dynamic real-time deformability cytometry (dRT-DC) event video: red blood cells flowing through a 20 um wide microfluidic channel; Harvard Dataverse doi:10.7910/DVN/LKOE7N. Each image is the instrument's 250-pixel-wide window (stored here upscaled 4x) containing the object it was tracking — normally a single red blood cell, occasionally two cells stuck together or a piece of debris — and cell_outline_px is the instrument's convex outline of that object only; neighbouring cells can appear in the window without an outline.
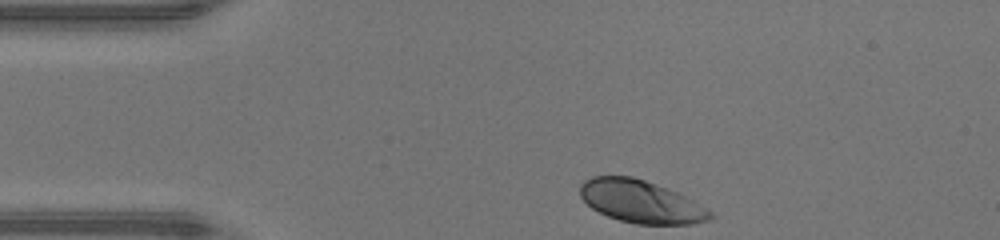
{"species": "human", "species_latin": "Homo sapiens", "temperature_condition": "warm", "stored_images_in_passage": 31, "camera_frame_rate_fps": 3000, "um_per_image_px": 0.085, "donor": {"sex": "male"}, "frame": {"image": 1, "passage_image": 1, "time_ms": 0.0, "image_size_px": [1000, 240], "cell_outline_px": [[712, 216], [708, 220], [692, 224], [636, 224], [620, 220], [608, 216], [592, 208], [580, 196], [580, 184], [584, 180], [592, 176], [632, 176], [668, 188], [692, 200], [712, 212]], "centroid_in_image_um": [54.44, 17.13], "position_along_channel_um": 30.6, "area_um2": 32.02}}
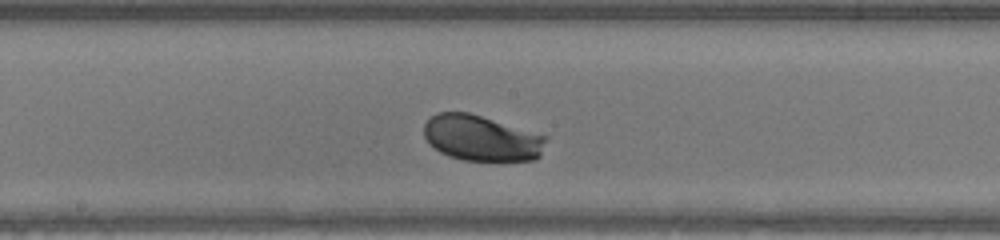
{"frame": {"image": 2, "passage_image": 17, "time_ms": 5.333, "image_size_px": [1000, 240], "cell_outline_px": [[548, 136], [540, 156], [536, 160], [464, 160], [448, 156], [440, 152], [428, 144], [424, 136], [424, 124], [436, 112], [468, 112]], "centroid_in_image_um": [40.91, 11.74], "position_along_channel_um": 207.3, "area_um2": 32.48}}
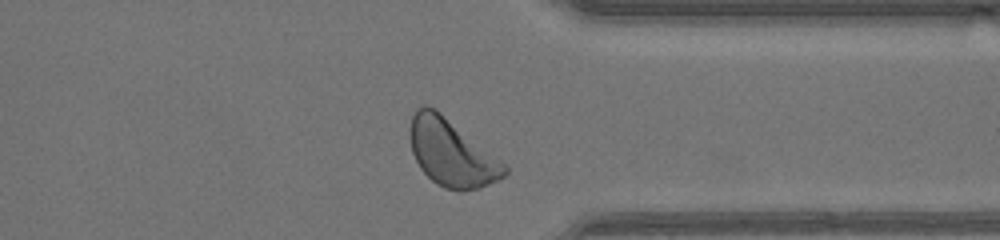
{"frame": {"image": 3, "passage_image": 29, "time_ms": 9.333, "image_size_px": [1000, 240], "cell_outline_px": [[508, 172], [504, 176], [480, 188], [460, 192], [444, 188], [436, 184], [420, 168], [412, 152], [408, 132], [412, 116], [416, 108], [420, 104], [424, 104], [436, 108], [500, 160], [508, 168]], "centroid_in_image_um": [38.33, 12.98], "position_along_channel_um": 373.1, "area_um2": 36.93}, "authors_computed_cell_mechanics": {"area_um2": 32.4258, "velocity_mm_per_s": 4.2641, "shape_relaxation_time_tau1_ms": 1.4758, "shape_relaxation_time_tau2_ms": null, "deformation_change_tau1": 0.1089, "deformation_change_tau2": null}}